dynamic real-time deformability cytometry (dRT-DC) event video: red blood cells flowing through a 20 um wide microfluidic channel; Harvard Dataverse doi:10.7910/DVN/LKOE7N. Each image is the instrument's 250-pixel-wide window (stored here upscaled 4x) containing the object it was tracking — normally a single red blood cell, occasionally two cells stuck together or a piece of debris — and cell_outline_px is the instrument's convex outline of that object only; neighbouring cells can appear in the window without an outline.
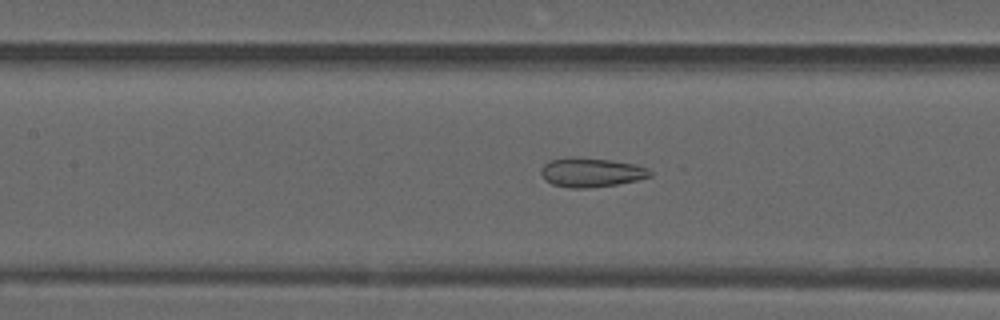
{"species": "common noctule bat (a hibernating species)", "species_latin": "Nyctalus noctula", "temperature_condition": "warm", "stored_images_in_passage": 49, "camera_frame_rate_fps": 3000, "um_per_image_px": 0.085, "animal": {"sex": "male", "forearm_length_mm": 52.5}, "frame": {"image": 1, "passage_image": 23, "time_ms": 7.333, "image_size_px": [1000, 320], "cell_outline_px": [[652, 176], [636, 180], [616, 184], [588, 188], [568, 188], [552, 184], [544, 180], [540, 172], [540, 168], [544, 164], [552, 160], [612, 160], [636, 164], [648, 168], [652, 172]], "centroid_in_image_um": [50.29, 14.7], "position_along_channel_um": 157.1, "area_um2": 17.86}}
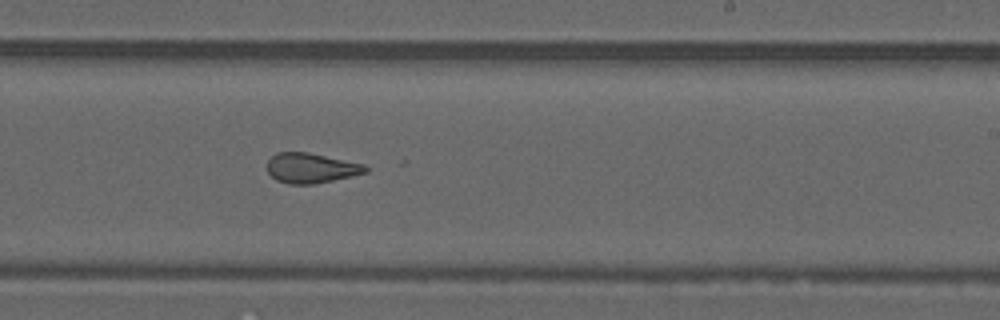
{"frame": {"image": 2, "passage_image": 31, "time_ms": 10.0, "image_size_px": [1000, 320], "cell_outline_px": [[368, 172], [352, 176], [312, 184], [288, 184], [276, 180], [268, 172], [268, 160], [276, 152], [308, 152], [364, 164], [368, 168]], "centroid_in_image_um": [26.43, 14.28], "position_along_channel_um": 262.6, "area_um2": 17.11}}
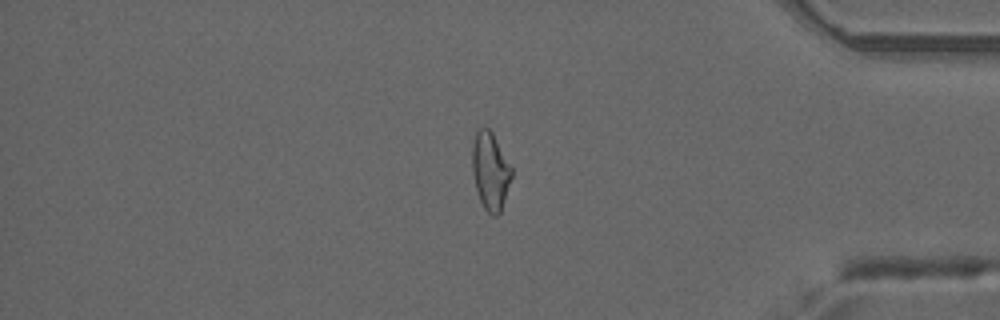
{"frame": {"image": 3, "passage_image": 43, "time_ms": 14.0, "image_size_px": [1000, 320], "cell_outline_px": [[512, 176], [500, 212], [496, 216], [492, 216], [484, 208], [480, 200], [476, 188], [472, 172], [472, 144], [476, 132], [480, 128], [488, 128], [492, 132], [512, 168]], "centroid_in_image_um": [41.67, 14.53], "position_along_channel_um": 393.5, "area_um2": 17.63}}